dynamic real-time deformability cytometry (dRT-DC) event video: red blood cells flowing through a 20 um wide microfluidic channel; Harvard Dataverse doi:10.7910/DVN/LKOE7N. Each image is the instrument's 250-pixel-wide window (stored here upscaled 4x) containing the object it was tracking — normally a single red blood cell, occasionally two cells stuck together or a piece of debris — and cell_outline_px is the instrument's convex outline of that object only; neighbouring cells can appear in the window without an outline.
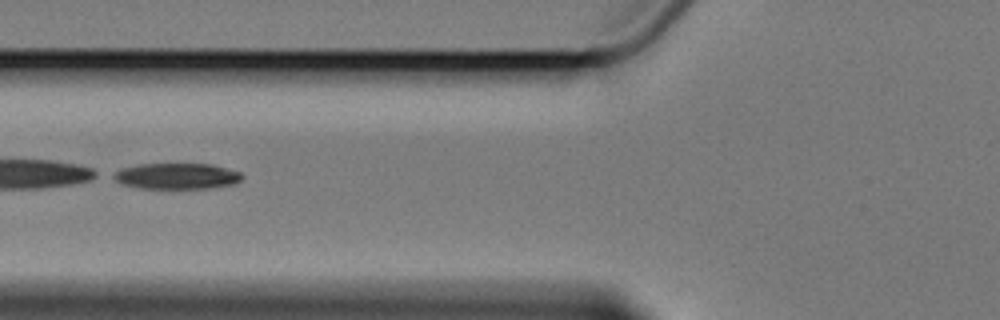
{"species": "Egyptian fruit bat (a non-hibernating species)", "species_latin": "Rousettus aegyptiacus", "temperature_condition": "cold", "stored_images_in_passage": 8, "camera_frame_rate_fps": 3000, "um_per_image_px": 0.085, "animal": {"sex": "female"}, "frame": {"image": 1, "passage_image": 7, "time_ms": 7.333, "image_size_px": [1000, 320], "cell_outline_px": [[244, 176], [236, 184], [208, 188], [140, 188], [124, 184], [108, 176], [112, 172], [120, 168], [140, 164], [212, 164], [240, 172]], "centroid_in_image_um": [15.0, 14.96], "position_along_channel_um": 110.8, "area_um2": 19.54}}